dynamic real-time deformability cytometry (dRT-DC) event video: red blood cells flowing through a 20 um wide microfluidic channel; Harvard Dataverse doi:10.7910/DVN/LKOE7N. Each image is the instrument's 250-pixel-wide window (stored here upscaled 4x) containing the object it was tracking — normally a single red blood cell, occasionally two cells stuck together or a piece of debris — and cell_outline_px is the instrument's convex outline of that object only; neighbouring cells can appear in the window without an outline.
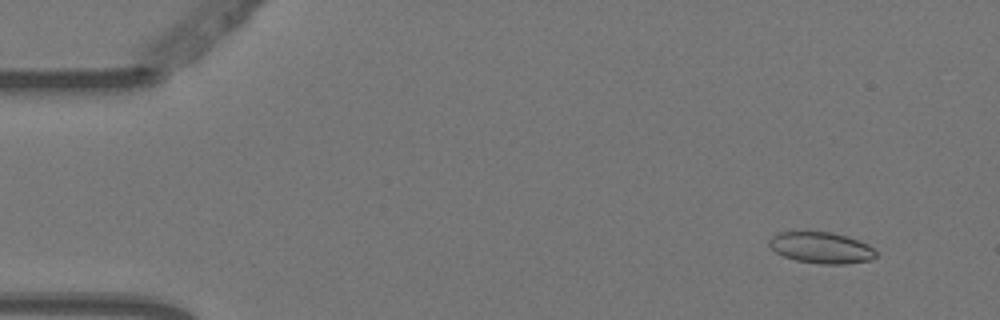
{"species": "Egyptian fruit bat (a non-hibernating species)", "species_latin": "Rousettus aegyptiacus", "temperature_condition": "warm", "stored_images_in_passage": 4, "camera_frame_rate_fps": 3000, "um_per_image_px": 0.085, "animal": {"sex": "female"}, "frame": {"image": 1, "passage_image": 2, "time_ms": 0.333, "image_size_px": [1000, 320], "cell_outline_px": [[876, 256], [872, 260], [844, 264], [820, 264], [796, 260], [784, 256], [776, 252], [768, 244], [768, 240], [776, 232], [832, 232], [848, 236], [860, 240], [868, 244], [876, 252]], "centroid_in_image_um": [69.82, 21.05], "position_along_channel_um": 15.2, "area_um2": 19.54}}
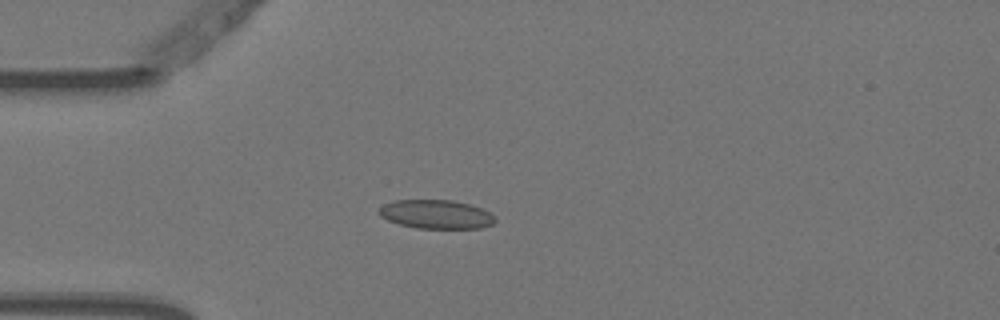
{"frame": {"image": 2, "passage_image": 4, "time_ms": 1.0, "image_size_px": [1000, 320], "cell_outline_px": [[496, 220], [492, 224], [480, 228], [416, 228], [400, 224], [388, 220], [380, 216], [380, 208], [384, 204], [396, 200], [452, 200], [472, 204], [496, 216]], "centroid_in_image_um": [37.1, 18.21], "position_along_channel_um": 47.9, "area_um2": 19.42}}